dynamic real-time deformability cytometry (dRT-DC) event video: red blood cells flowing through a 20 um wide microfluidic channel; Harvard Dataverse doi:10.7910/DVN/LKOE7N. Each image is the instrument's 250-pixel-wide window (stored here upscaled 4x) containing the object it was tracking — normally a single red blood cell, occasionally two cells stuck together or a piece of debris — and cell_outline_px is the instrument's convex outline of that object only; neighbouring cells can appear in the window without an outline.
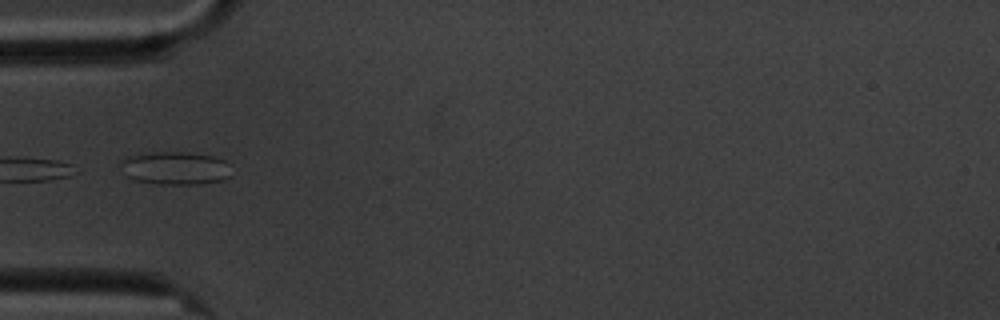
{"species": "common noctule bat (a hibernating species)", "species_latin": "Nyctalus noctula", "temperature_condition": "cold", "stored_images_in_passage": 15, "camera_frame_rate_fps": 3000, "um_per_image_px": 0.085, "animal": {"sex": "male", "body_mass_g": 20.1, "forearm_length_mm": 53.5}, "frame": {"image": 1, "passage_image": 5, "time_ms": 5.667, "image_size_px": [1000, 320], "cell_outline_px": [[232, 176], [224, 180], [204, 184], [156, 184], [132, 180], [124, 176], [120, 172], [116, 164], [124, 156], [136, 152], [188, 152], [212, 156], [224, 160], [228, 164]], "centroid_in_image_um": [14.76, 14.28], "position_along_channel_um": 70.2, "area_um2": 22.43}}
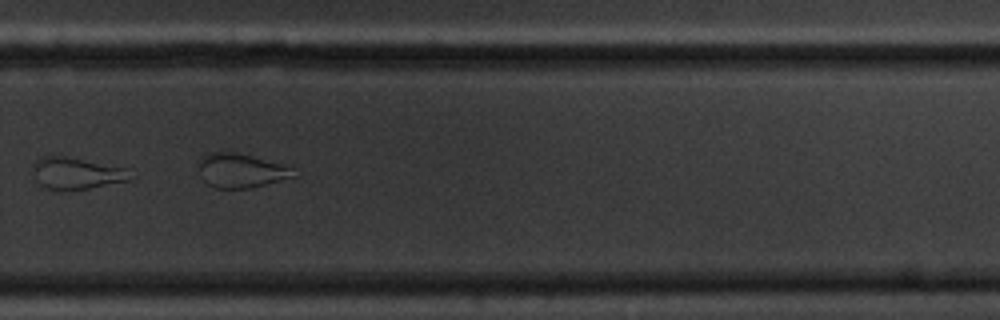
{"frame": {"image": 2, "passage_image": 11, "time_ms": 12.667, "image_size_px": [1000, 320], "cell_outline_px": [[136, 176], [132, 180], [88, 188], [48, 188], [40, 184], [36, 180], [32, 164], [36, 160], [44, 156], [64, 156], [124, 168]], "centroid_in_image_um": [6.54, 14.71], "position_along_channel_um": 323.3, "area_um2": 17.46}, "authors_computed_cell_mechanics": {"area_um2": 23.3512, "velocity_mm_per_s": 3.4118, "shape_relaxation_time_tau1_ms": null, "shape_relaxation_time_tau2_ms": 1.014, "deformation_change_tau1": null, "deformation_change_tau2": 0.0567}}